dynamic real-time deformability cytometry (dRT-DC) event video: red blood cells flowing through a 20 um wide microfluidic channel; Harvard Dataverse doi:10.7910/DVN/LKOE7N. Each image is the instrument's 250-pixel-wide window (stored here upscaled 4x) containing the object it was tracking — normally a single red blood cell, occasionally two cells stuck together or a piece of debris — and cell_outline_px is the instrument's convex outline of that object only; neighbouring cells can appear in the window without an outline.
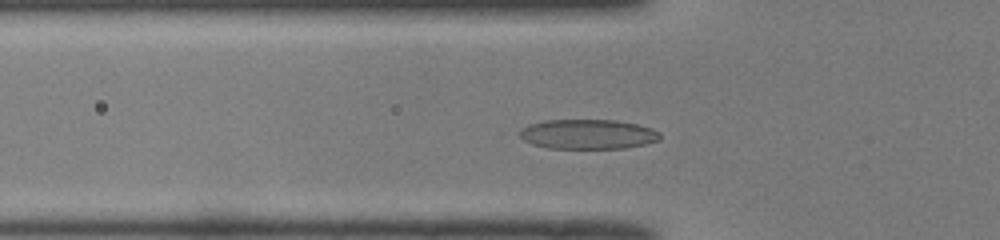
{"species": "common noctule bat (a hibernating species)", "species_latin": "Nyctalus noctula", "temperature_condition": "room temperature", "stored_images_in_passage": 40, "camera_frame_rate_fps": 3000, "um_per_image_px": 0.085, "animal": {"sex": "male", "body_mass_g": 19.0, "forearm_length_mm": 50.8}, "frame": {"image": 1, "passage_image": 10, "time_ms": 3.0, "image_size_px": [1000, 240], "cell_outline_px": [[660, 140], [644, 144], [624, 148], [548, 148], [532, 144], [524, 140], [516, 132], [520, 128], [528, 124], [544, 120], [616, 120], [636, 124], [652, 128], [660, 132]], "centroid_in_image_um": [49.93, 11.4], "position_along_channel_um": 75.9, "area_um2": 24.45}}
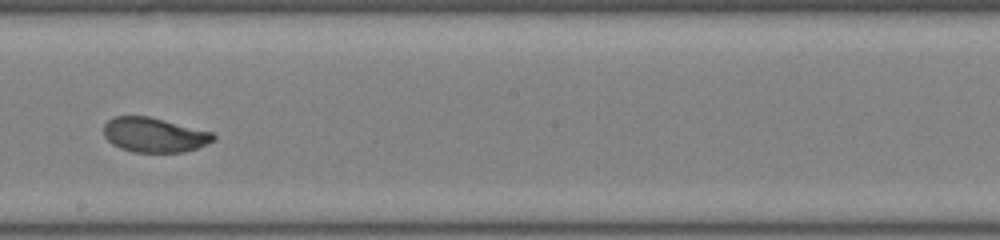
{"frame": {"image": 2, "passage_image": 22, "time_ms": 7.0, "image_size_px": [1000, 240], "cell_outline_px": [[216, 140], [196, 148], [184, 152], [132, 152], [120, 148], [112, 144], [104, 136], [104, 124], [108, 120], [116, 116], [148, 116], [212, 132], [216, 136]], "centroid_in_image_um": [13.1, 11.47], "position_along_channel_um": 235.1, "area_um2": 22.08}}
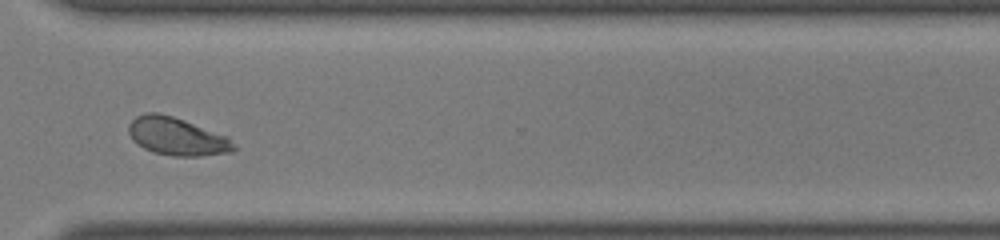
{"frame": {"image": 3, "passage_image": 31, "time_ms": 10.0, "image_size_px": [1000, 240], "cell_outline_px": [[236, 148], [232, 152], [200, 156], [172, 156], [156, 152], [144, 148], [132, 140], [128, 132], [128, 124], [136, 116], [148, 112], [156, 112], [172, 116], [184, 120], [228, 136]], "centroid_in_image_um": [15.03, 11.59], "position_along_channel_um": 355.6, "area_um2": 23.12}, "authors_computed_cell_mechanics": {"area_um2": 22.8021, "velocity_mm_per_s": 3.9879, "shape_relaxation_time_tau1_ms": 2.4934, "shape_relaxation_time_tau2_ms": 0.7108, "deformation_change_tau1": 0.137, "deformation_change_tau2": 0.0497}}